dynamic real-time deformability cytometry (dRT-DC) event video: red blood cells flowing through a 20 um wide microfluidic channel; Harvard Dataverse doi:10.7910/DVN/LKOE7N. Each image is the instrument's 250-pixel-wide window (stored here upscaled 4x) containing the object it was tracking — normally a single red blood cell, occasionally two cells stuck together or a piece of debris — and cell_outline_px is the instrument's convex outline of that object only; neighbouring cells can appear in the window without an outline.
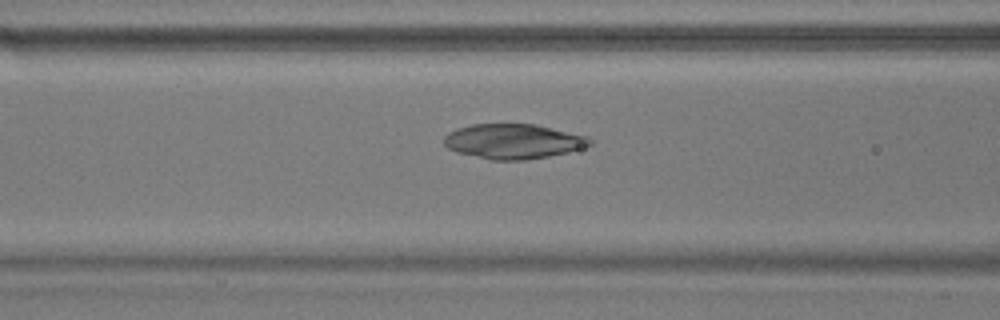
{"species": "common noctule bat (a hibernating species)", "species_latin": "Nyctalus noctula", "temperature_condition": "warm", "stored_images_in_passage": 54, "camera_frame_rate_fps": 3000, "um_per_image_px": 0.085, "animal": {"sex": "male", "body_mass_g": 17.9}, "frame": {"image": 1, "passage_image": 22, "time_ms": 7.0, "image_size_px": [1000, 320], "cell_outline_px": [[592, 144], [568, 152], [548, 156], [524, 160], [492, 160], [456, 152], [448, 148], [444, 144], [444, 136], [448, 132], [456, 128], [472, 124], [536, 124], [588, 136], [592, 140]], "centroid_in_image_um": [43.61, 12.01], "position_along_channel_um": 123.0, "area_um2": 29.65}}
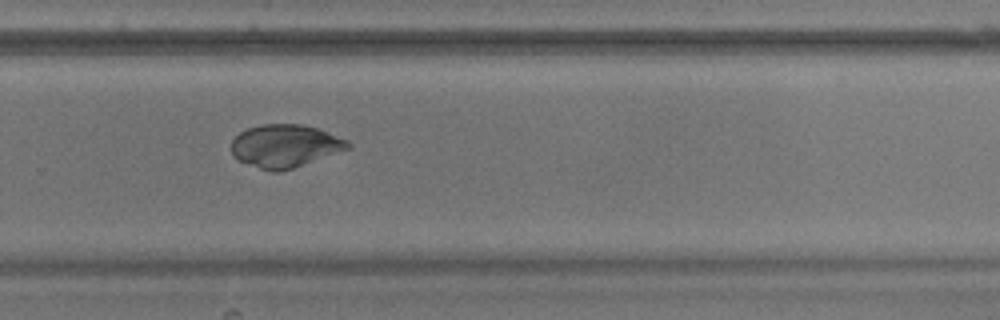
{"frame": {"image": 2, "passage_image": 37, "time_ms": 12.0, "image_size_px": [1000, 320], "cell_outline_px": [[352, 148], [280, 172], [272, 172], [260, 168], [240, 160], [232, 156], [232, 140], [240, 132], [248, 128], [264, 124], [300, 124], [316, 128], [328, 132], [348, 140], [352, 144]], "centroid_in_image_um": [24.26, 12.4], "position_along_channel_um": 305.5, "area_um2": 28.96}}
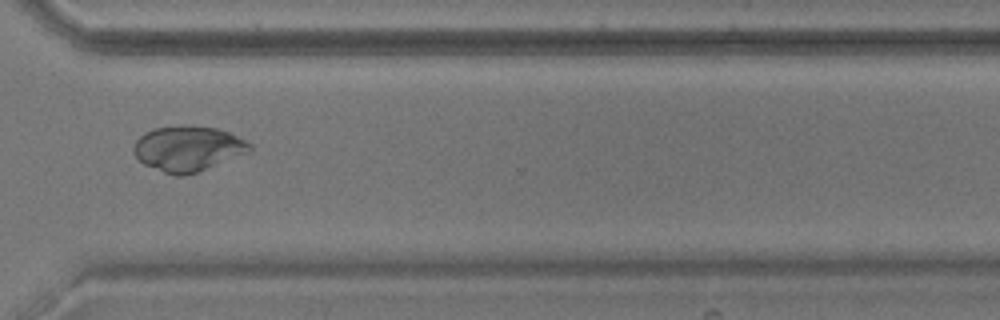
{"frame": {"image": 3, "passage_image": 41, "time_ms": 13.333, "image_size_px": [1000, 320], "cell_outline_px": [[252, 152], [196, 172], [184, 176], [176, 176], [164, 172], [144, 164], [136, 156], [132, 148], [136, 140], [144, 132], [156, 128], [184, 124], [216, 128], [228, 132], [252, 144]], "centroid_in_image_um": [15.99, 12.62], "position_along_channel_um": 354.6, "area_um2": 30.69}}